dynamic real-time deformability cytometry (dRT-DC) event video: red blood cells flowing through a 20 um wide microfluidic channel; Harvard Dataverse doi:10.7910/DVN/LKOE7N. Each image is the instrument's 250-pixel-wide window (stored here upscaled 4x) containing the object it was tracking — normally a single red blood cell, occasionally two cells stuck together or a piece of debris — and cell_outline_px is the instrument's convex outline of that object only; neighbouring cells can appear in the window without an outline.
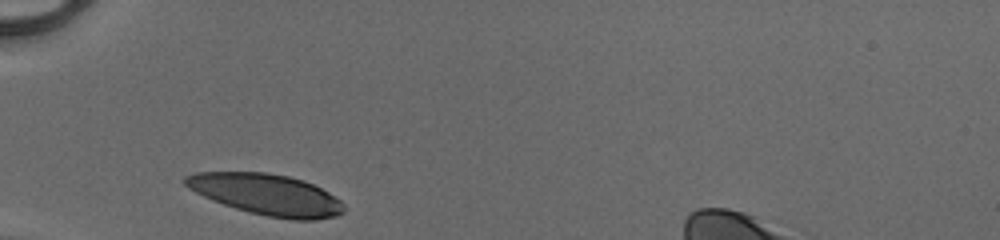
{"species": "human", "species_latin": "Homo sapiens", "temperature_condition": "cold", "stored_images_in_passage": 26, "camera_frame_rate_fps": 3000, "um_per_image_px": 0.085, "donor": {"sex": "male"}, "frame": {"image": 1, "passage_image": 1, "time_ms": 0.0, "image_size_px": [1000, 240], "cell_outline_px": [[344, 212], [336, 216], [316, 220], [292, 220], [268, 216], [248, 212], [212, 200], [188, 188], [184, 184], [184, 176], [196, 172], [268, 172], [288, 176], [304, 180], [328, 192], [340, 200], [344, 204]], "centroid_in_image_um": [22.66, 16.53], "position_along_channel_um": 62.3, "area_um2": 37.97}}
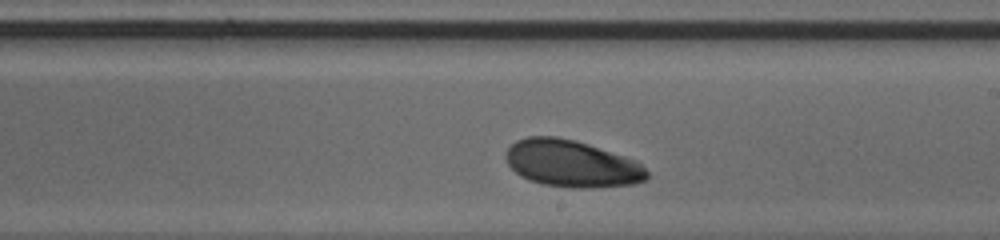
{"frame": {"image": 2, "passage_image": 15, "time_ms": 4.667, "image_size_px": [1000, 240], "cell_outline_px": [[648, 176], [644, 180], [632, 184], [596, 188], [572, 188], [544, 184], [528, 180], [520, 176], [508, 164], [504, 156], [508, 148], [516, 140], [528, 136], [556, 136], [576, 140], [636, 160], [648, 172]], "centroid_in_image_um": [48.57, 13.91], "position_along_channel_um": 240.4, "area_um2": 38.67}}
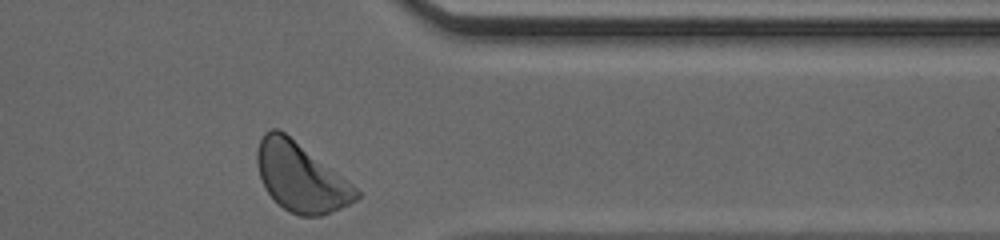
{"frame": {"image": 3, "passage_image": 26, "time_ms": 8.333, "image_size_px": [1000, 240], "cell_outline_px": [[360, 196], [356, 200], [332, 212], [320, 216], [300, 216], [288, 212], [264, 188], [256, 164], [256, 152], [260, 140], [264, 132], [272, 128], [280, 128], [352, 184], [360, 192]], "centroid_in_image_um": [25.53, 15.05], "position_along_channel_um": 385.9, "area_um2": 39.54}, "authors_computed_cell_mechanics": {"area_um2": 38.0902, "velocity_mm_per_s": 4.0691, "shape_relaxation_time_tau1_ms": 2.2716, "shape_relaxation_time_tau2_ms": null, "deformation_change_tau1": 0.093, "deformation_change_tau2": null}}